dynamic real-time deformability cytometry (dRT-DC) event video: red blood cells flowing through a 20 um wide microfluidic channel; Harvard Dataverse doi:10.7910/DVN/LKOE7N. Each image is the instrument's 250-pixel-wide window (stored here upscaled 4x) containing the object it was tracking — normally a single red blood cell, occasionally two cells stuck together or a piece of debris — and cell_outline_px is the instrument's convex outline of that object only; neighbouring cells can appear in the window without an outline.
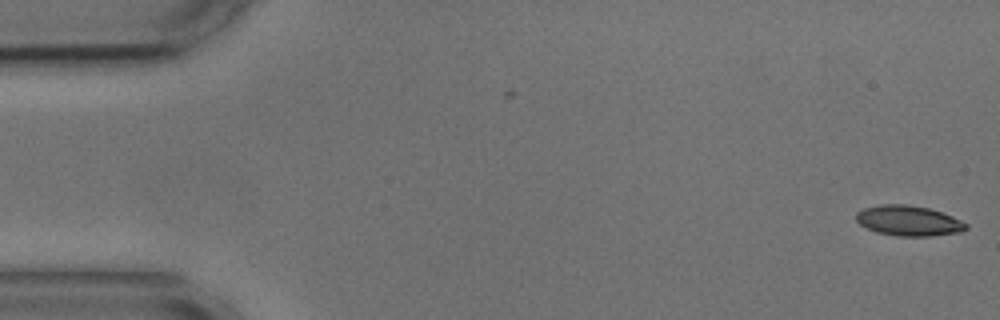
{"species": "common noctule bat (a hibernating species)", "species_latin": "Nyctalus noctula", "temperature_condition": "cold", "stored_images_in_passage": 56, "segment_of_instrument_passage": [1, 2], "camera_frame_rate_fps": 3000, "um_per_image_px": 0.085, "animal": {"sex": "male", "body_mass_g": 17.9, "forearm_length_mm": 54.2}, "frame": {"image": 1, "passage_image": 1, "time_ms": 0.0, "image_size_px": [1000, 320], "cell_outline_px": [[968, 228], [960, 232], [928, 236], [896, 236], [876, 232], [860, 224], [856, 220], [856, 212], [864, 208], [880, 204], [904, 204], [928, 208], [952, 216], [968, 224]], "centroid_in_image_um": [77.21, 18.76], "position_along_channel_um": 7.8, "area_um2": 19.31}}
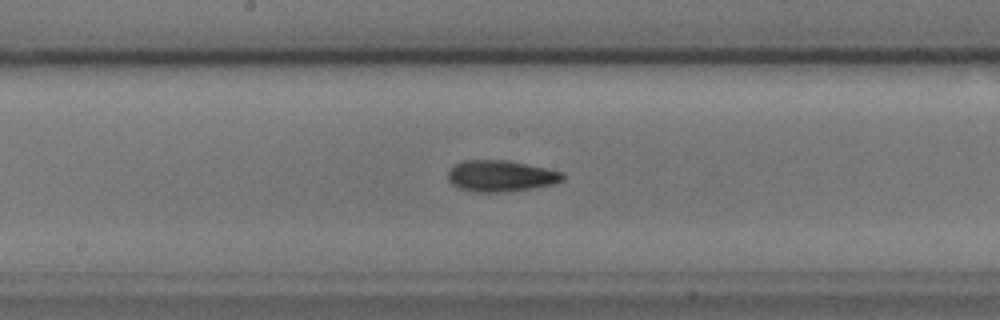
{"frame": {"image": 2, "passage_image": 28, "time_ms": 9.0, "image_size_px": [1000, 320], "cell_outline_px": [[564, 180], [552, 184], [532, 188], [500, 192], [472, 192], [460, 188], [452, 184], [448, 180], [448, 172], [456, 164], [464, 160], [508, 160], [548, 168], [564, 172]], "centroid_in_image_um": [42.59, 14.95], "position_along_channel_um": 205.6, "area_um2": 20.92}}
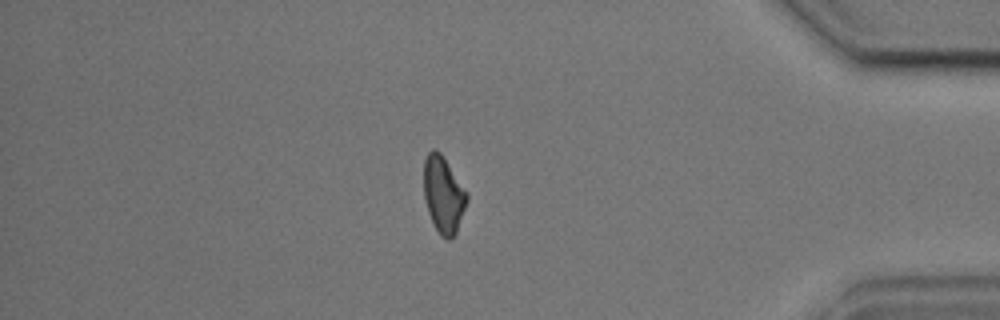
{"frame": {"image": 3, "passage_image": 47, "time_ms": 15.333, "image_size_px": [1000, 320], "cell_outline_px": [[468, 200], [456, 236], [448, 240], [440, 236], [428, 212], [424, 196], [424, 160], [428, 152], [432, 148], [436, 148], [440, 152], [468, 192]], "centroid_in_image_um": [37.71, 16.55], "position_along_channel_um": 397.5, "area_um2": 19.48}}